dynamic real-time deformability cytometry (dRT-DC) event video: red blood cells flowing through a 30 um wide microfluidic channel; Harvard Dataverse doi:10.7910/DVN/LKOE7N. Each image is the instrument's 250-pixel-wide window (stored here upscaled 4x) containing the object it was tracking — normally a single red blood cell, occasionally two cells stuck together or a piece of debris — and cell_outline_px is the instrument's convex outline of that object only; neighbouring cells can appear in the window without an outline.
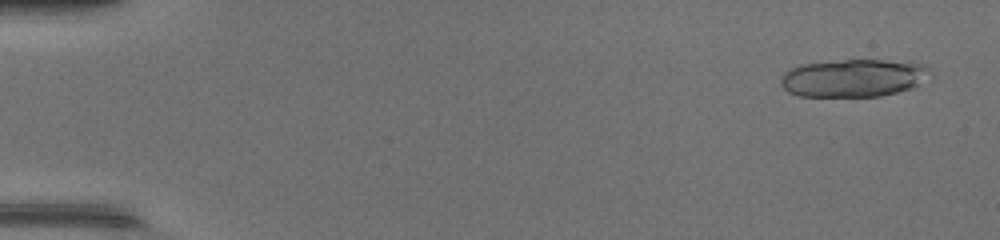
{"species": "common noctule bat (a hibernating species)", "species_latin": "Nyctalus noctula", "temperature_condition": "warm", "stored_images_in_passage": 18, "camera_frame_rate_fps": 3000, "um_per_image_px": 0.085, "animal": {"sex": "female", "body_mass_g": 17.0, "forearm_length_mm": 48.0}, "frame": {"image": 1, "passage_image": 3, "time_ms": 0.667, "image_size_px": [1000, 240], "cell_outline_px": [[932, 72], [920, 84], [912, 88], [880, 96], [800, 96], [788, 92], [780, 84], [780, 80], [784, 72], [800, 64], [844, 60], [884, 60], [928, 64], [932, 68]], "centroid_in_image_um": [72.58, 6.62], "position_along_channel_um": 12.4, "area_um2": 33.0}}
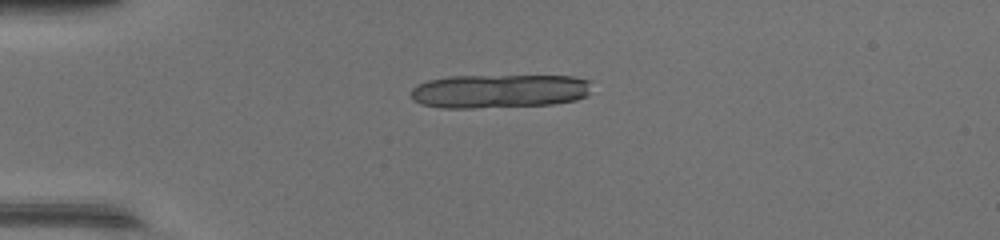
{"frame": {"image": 2, "passage_image": 13, "time_ms": 4.0, "image_size_px": [1000, 240], "cell_outline_px": [[588, 96], [576, 100], [552, 104], [476, 108], [440, 108], [420, 104], [412, 100], [412, 88], [416, 84], [428, 80], [448, 76], [576, 76], [588, 80]], "centroid_in_image_um": [42.39, 7.75], "position_along_channel_um": 42.6, "area_um2": 35.78}}